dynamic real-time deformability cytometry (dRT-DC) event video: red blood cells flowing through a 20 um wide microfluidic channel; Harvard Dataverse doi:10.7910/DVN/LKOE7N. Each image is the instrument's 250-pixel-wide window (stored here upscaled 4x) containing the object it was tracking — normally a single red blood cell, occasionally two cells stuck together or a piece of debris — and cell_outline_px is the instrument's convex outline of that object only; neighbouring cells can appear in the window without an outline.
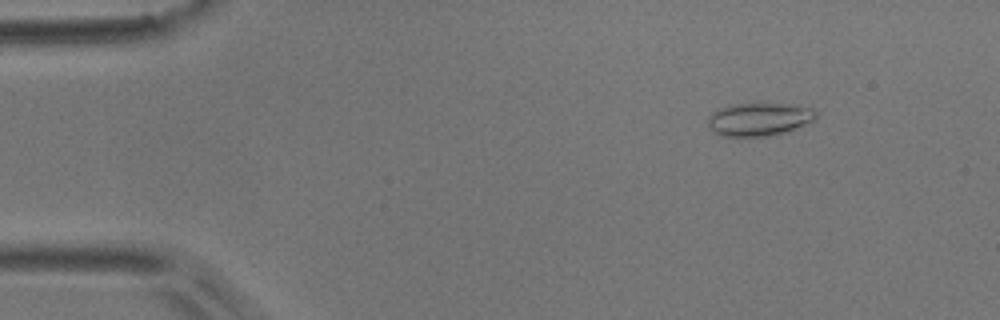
{"species": "common noctule bat (a hibernating species)", "species_latin": "Nyctalus noctula", "temperature_condition": "room temperature", "stored_images_in_passage": 6, "camera_frame_rate_fps": 3000, "um_per_image_px": 0.085, "animal": {"sex": "male", "body_mass_g": 17.9}, "frame": {"image": 1, "passage_image": 2, "time_ms": 1.333, "image_size_px": [1000, 320], "cell_outline_px": [[816, 120], [788, 132], [768, 136], [720, 136], [712, 132], [708, 124], [708, 116], [716, 108], [728, 104], [796, 104], [812, 108], [816, 112]], "centroid_in_image_um": [64.52, 10.14], "position_along_channel_um": 20.5, "area_um2": 21.27}}